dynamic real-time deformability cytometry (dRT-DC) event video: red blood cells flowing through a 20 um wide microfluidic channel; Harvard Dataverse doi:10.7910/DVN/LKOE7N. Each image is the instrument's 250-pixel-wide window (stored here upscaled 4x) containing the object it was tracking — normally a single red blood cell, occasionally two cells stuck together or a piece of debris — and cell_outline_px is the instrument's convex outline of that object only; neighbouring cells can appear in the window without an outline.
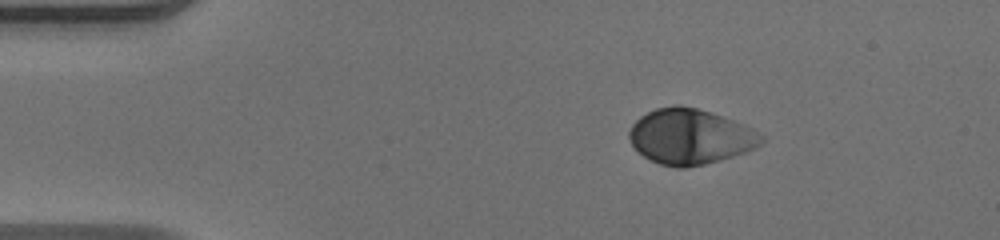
{"species": "human", "species_latin": "Homo sapiens", "temperature_condition": "warm", "stored_images_in_passage": 37, "camera_frame_rate_fps": 3000, "um_per_image_px": 0.085, "donor": {"sex": "male"}, "frame": {"image": 1, "passage_image": 1, "time_ms": 0.0, "image_size_px": [1000, 240], "cell_outline_px": [[692, 164], [672, 164], [656, 160], [648, 156], [636, 144], [636, 128], [640, 120], [652, 112], [668, 108], [688, 108], [692, 112]], "centroid_in_image_um": [56.69, 11.53], "position_along_channel_um": 28.3, "area_um2": 19.42}}
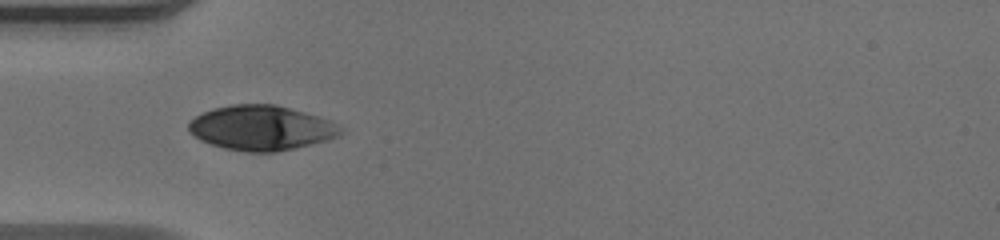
{"frame": {"image": 2, "passage_image": 9, "time_ms": 2.667, "image_size_px": [1000, 240], "cell_outline_px": [[288, 144], [280, 148], [244, 148], [224, 144], [212, 140], [200, 120], [204, 116], [212, 112], [228, 108], [276, 108]], "centroid_in_image_um": [20.92, 10.86], "position_along_channel_um": 64.1, "area_um2": 20.52}}
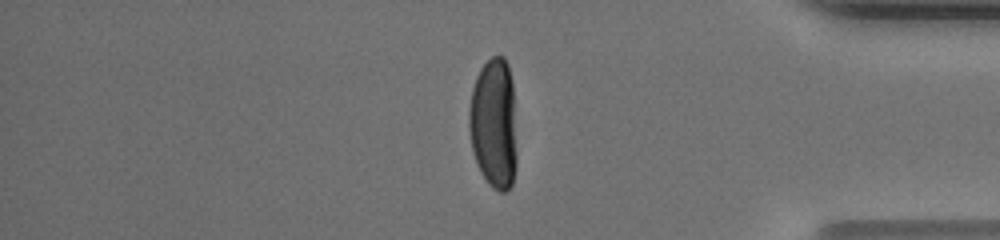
{"frame": {"image": 3, "passage_image": 36, "time_ms": 11.667, "image_size_px": [1000, 240], "cell_outline_px": [[512, 176], [508, 184], [504, 188], [492, 180], [488, 176], [480, 80], [480, 76], [484, 68], [488, 64], [500, 60], [504, 64], [508, 76], [512, 148]], "centroid_in_image_um": [42.26, 10.4], "position_along_channel_um": 392.9, "area_um2": 22.66}}